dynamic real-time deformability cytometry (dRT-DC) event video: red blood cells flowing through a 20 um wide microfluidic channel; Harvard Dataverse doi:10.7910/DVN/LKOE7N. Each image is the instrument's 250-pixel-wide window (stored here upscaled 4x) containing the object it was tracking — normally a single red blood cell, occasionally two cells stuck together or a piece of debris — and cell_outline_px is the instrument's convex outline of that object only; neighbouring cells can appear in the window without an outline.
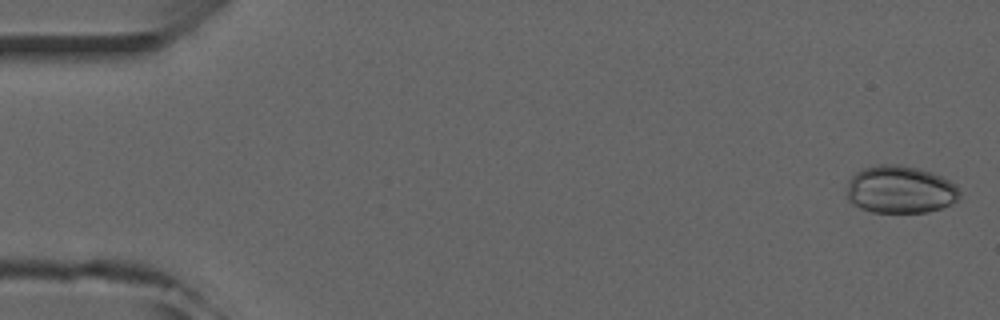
{"species": "common noctule bat (a hibernating species)", "species_latin": "Nyctalus noctula", "temperature_condition": "room temperature", "stored_images_in_passage": 5, "camera_frame_rate_fps": 3000, "um_per_image_px": 0.085, "animal": {"sex": "male", "forearm_length_mm": 52.5}, "frame": {"image": 1, "passage_image": 1, "time_ms": 0.0, "image_size_px": [1000, 320], "cell_outline_px": [[960, 196], [956, 200], [940, 208], [928, 212], [872, 212], [860, 208], [852, 204], [848, 200], [848, 180], [856, 172], [864, 168], [876, 164], [900, 164], [932, 172], [956, 184], [960, 188]], "centroid_in_image_um": [76.5, 16.11], "position_along_channel_um": 8.5, "area_um2": 31.33}}